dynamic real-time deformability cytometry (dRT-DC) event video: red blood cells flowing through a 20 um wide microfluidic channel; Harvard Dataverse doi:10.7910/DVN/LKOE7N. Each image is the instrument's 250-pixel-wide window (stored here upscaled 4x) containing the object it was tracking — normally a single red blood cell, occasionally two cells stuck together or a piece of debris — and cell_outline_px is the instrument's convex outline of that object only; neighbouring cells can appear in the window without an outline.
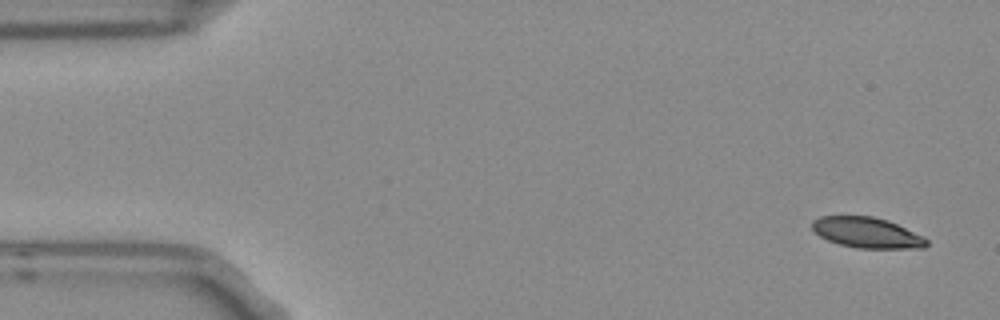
{"species": "Egyptian fruit bat (a non-hibernating species)", "species_latin": "Rousettus aegyptiacus", "temperature_condition": "room temperature", "stored_images_in_passage": 5, "camera_frame_rate_fps": 3000, "um_per_image_px": 0.085, "frame": {"image": 1, "passage_image": 1, "time_ms": 0.0, "image_size_px": [1000, 320], "cell_outline_px": [[928, 244], [924, 248], [856, 248], [840, 244], [828, 240], [820, 236], [812, 228], [812, 220], [820, 216], [872, 216], [888, 220], [924, 236], [928, 240]], "centroid_in_image_um": [73.71, 19.77], "position_along_channel_um": 11.3, "area_um2": 20.4}}
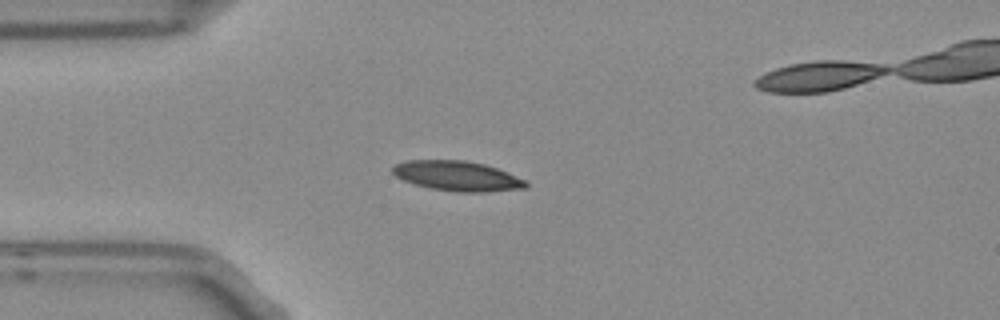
{"frame": {"image": 2, "passage_image": 4, "time_ms": 1.0, "image_size_px": [1000, 320], "cell_outline_px": [[528, 184], [524, 188], [484, 192], [456, 192], [432, 188], [416, 184], [404, 180], [396, 176], [392, 172], [392, 168], [396, 164], [408, 160], [464, 160], [484, 164], [508, 172], [528, 180]], "centroid_in_image_um": [38.9, 14.95], "position_along_channel_um": 46.1, "area_um2": 23.12}}